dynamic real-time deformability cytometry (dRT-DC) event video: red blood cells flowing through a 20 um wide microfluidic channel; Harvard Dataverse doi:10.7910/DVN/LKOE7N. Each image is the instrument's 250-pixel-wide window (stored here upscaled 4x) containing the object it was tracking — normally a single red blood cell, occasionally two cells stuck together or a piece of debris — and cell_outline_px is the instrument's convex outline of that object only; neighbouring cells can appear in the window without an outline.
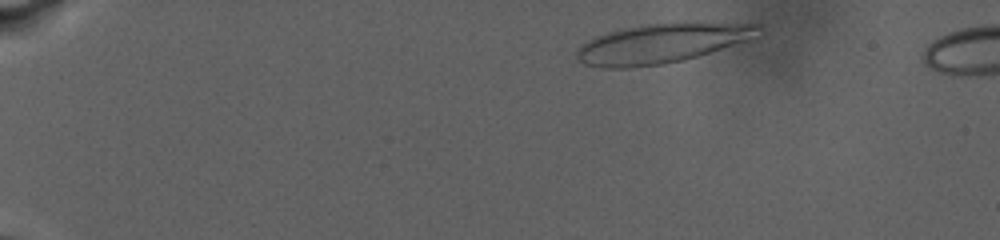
{"species": "human", "species_latin": "Homo sapiens", "temperature_condition": "warm", "stored_images_in_passage": 47, "camera_frame_rate_fps": 3000, "um_per_image_px": 0.085, "donor": {"sex": "male"}, "frame": {"image": 1, "passage_image": 8, "time_ms": 1.667, "image_size_px": [1000, 240], "cell_outline_px": [[764, 28], [744, 40], [684, 60], [664, 64], [628, 68], [600, 68], [584, 64], [576, 56], [576, 52], [580, 44], [592, 36], [620, 28], [644, 24], [680, 20], [700, 20], [760, 24]], "centroid_in_image_um": [56.19, 3.63], "position_along_channel_um": 28.8, "area_um2": 42.83}}
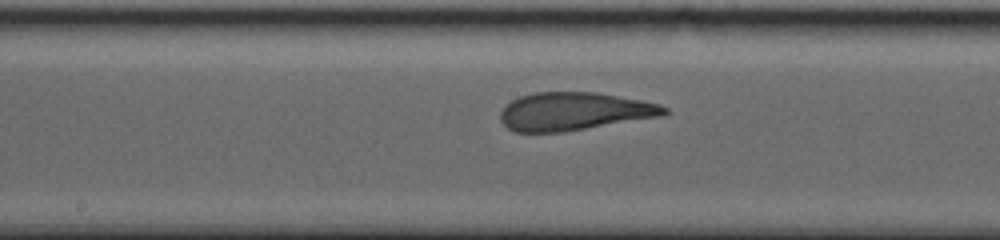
{"frame": {"image": 2, "passage_image": 25, "time_ms": 12.667, "image_size_px": [1000, 240], "cell_outline_px": [[668, 112], [664, 116], [564, 132], [516, 132], [508, 128], [500, 120], [500, 112], [512, 100], [520, 96], [532, 92], [596, 92], [640, 100], [660, 104], [668, 108]], "centroid_in_image_um": [48.82, 9.47], "position_along_channel_um": 199.4, "area_um2": 36.41}}
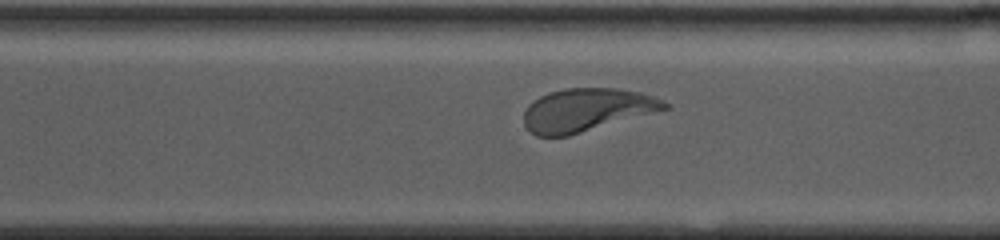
{"frame": {"image": 3, "passage_image": 42, "time_ms": 17.333, "image_size_px": [1000, 240], "cell_outline_px": [[668, 108], [568, 136], [536, 136], [524, 124], [524, 112], [528, 104], [532, 100], [548, 92], [568, 88], [616, 88], [640, 92], [664, 100], [668, 104]], "centroid_in_image_um": [49.82, 9.33], "position_along_channel_um": 320.8, "area_um2": 34.97}}